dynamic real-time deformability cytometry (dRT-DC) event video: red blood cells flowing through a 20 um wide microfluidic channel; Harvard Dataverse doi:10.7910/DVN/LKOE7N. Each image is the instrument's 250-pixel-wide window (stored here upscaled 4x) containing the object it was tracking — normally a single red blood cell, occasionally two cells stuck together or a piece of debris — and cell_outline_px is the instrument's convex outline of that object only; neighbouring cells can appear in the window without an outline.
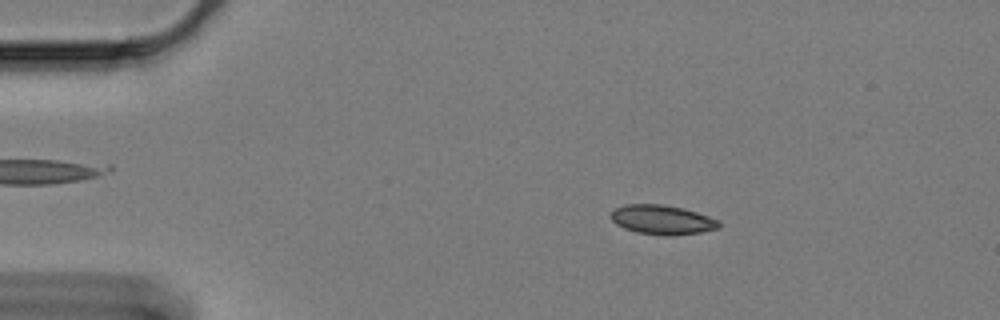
{"species": "Egyptian fruit bat (a non-hibernating species)", "species_latin": "Rousettus aegyptiacus", "temperature_condition": "cold", "stored_images_in_passage": 60, "camera_frame_rate_fps": 3000, "um_per_image_px": 0.085, "animal": {"sex": "female"}, "frame": {"image": 1, "passage_image": 10, "time_ms": 3.0, "image_size_px": [1000, 320], "cell_outline_px": [[720, 228], [700, 232], [672, 236], [664, 236], [636, 232], [624, 228], [616, 224], [608, 216], [616, 208], [624, 204], [664, 204], [684, 208], [720, 220]], "centroid_in_image_um": [56.28, 18.68], "position_along_channel_um": 28.7, "area_um2": 18.73}}
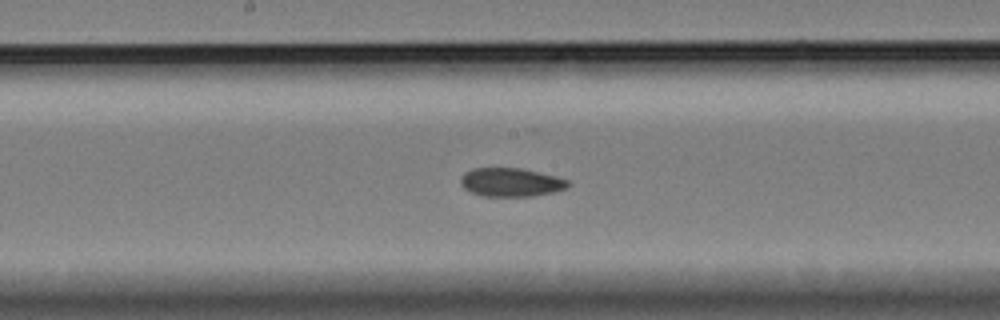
{"frame": {"image": 2, "passage_image": 31, "time_ms": 10.0, "image_size_px": [1000, 320], "cell_outline_px": [[572, 184], [568, 188], [552, 192], [532, 196], [480, 196], [464, 188], [460, 184], [460, 180], [464, 172], [472, 168], [520, 168], [556, 176], [568, 180]], "centroid_in_image_um": [43.43, 15.49], "position_along_channel_um": 204.8, "area_um2": 17.98}}
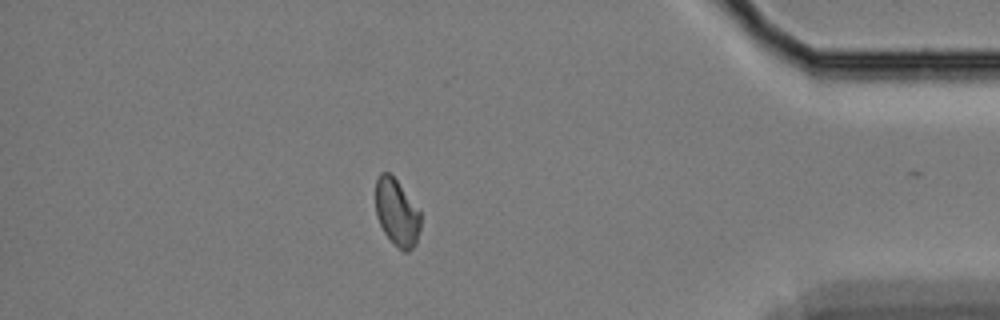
{"frame": {"image": 3, "passage_image": 52, "time_ms": 17.0, "image_size_px": [1000, 320], "cell_outline_px": [[420, 228], [416, 244], [408, 252], [404, 252], [384, 232], [376, 216], [376, 180], [380, 172], [388, 172], [396, 180], [420, 212]], "centroid_in_image_um": [33.72, 18.07], "position_along_channel_um": 401.5, "area_um2": 17.17}, "authors_computed_cell_mechanics": {"area_um2": 18.1781, "velocity_mm_per_s": 3.3214, "shape_relaxation_time_tau1_ms": null, "shape_relaxation_time_tau2_ms": 6.0475, "deformation_change_tau1": null, "deformation_change_tau2": 0.0847}}